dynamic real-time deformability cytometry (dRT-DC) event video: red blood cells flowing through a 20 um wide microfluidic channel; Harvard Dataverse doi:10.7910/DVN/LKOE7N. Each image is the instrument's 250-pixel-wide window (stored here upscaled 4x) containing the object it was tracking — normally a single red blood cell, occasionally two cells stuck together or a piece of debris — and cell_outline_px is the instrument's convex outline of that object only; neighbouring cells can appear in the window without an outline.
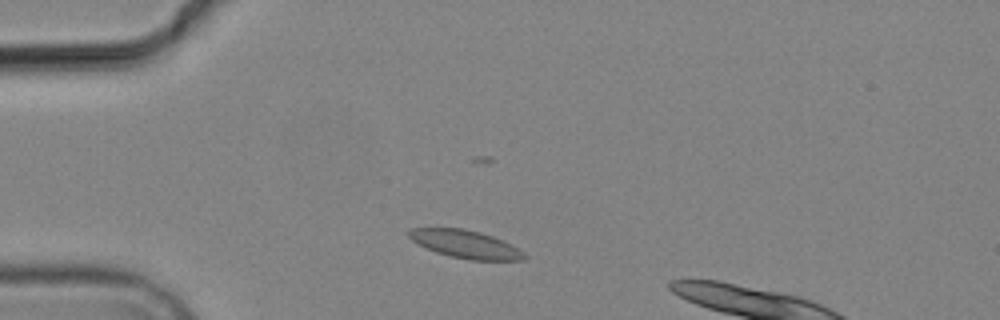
{"species": "common noctule bat (a hibernating species)", "species_latin": "Nyctalus noctula", "temperature_condition": "cold", "stored_images_in_passage": 4, "camera_frame_rate_fps": 3000, "um_per_image_px": 0.085, "animal": {"sex": "male", "body_mass_g": 19.2, "forearm_length_mm": 51.8}, "frame": {"image": 1, "passage_image": 2, "time_ms": 1.0, "image_size_px": [1000, 320], "cell_outline_px": [[528, 256], [524, 260], [472, 260], [452, 256], [436, 252], [412, 240], [408, 236], [408, 232], [412, 228], [464, 228], [480, 232], [492, 236], [524, 252]], "centroid_in_image_um": [39.57, 20.75], "position_along_channel_um": 45.4, "area_um2": 18.38}}
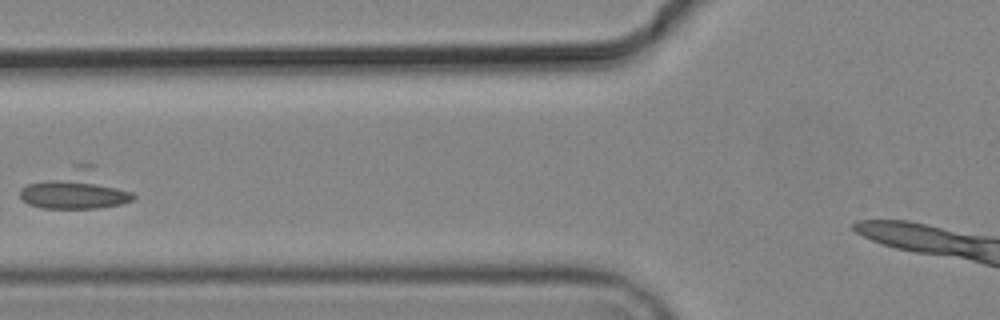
{"frame": {"image": 2, "passage_image": 4, "time_ms": 3.667, "image_size_px": [1000, 320], "cell_outline_px": [[136, 196], [132, 200], [120, 204], [100, 208], [40, 208], [28, 204], [20, 196], [20, 188], [28, 184], [76, 164], [92, 164], [132, 192]], "centroid_in_image_um": [6.48, 16.12], "position_along_channel_um": 119.3, "area_um2": 25.49}}